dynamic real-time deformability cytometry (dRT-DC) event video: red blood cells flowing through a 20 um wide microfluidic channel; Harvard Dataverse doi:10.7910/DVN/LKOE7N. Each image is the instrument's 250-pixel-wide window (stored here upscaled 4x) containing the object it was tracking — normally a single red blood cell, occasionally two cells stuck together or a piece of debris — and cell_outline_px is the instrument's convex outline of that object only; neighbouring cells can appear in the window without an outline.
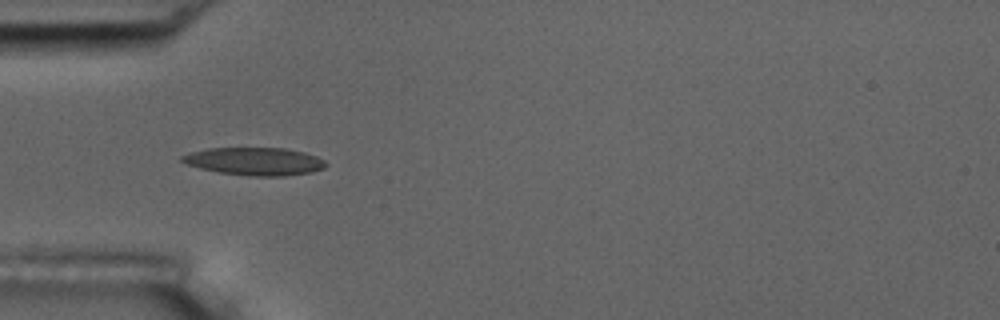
{"species": "common noctule bat (a hibernating species)", "species_latin": "Nyctalus noctula", "temperature_condition": "room temperature", "stored_images_in_passage": 5, "camera_frame_rate_fps": 3000, "um_per_image_px": 0.085, "animal": {"sex": "male", "body_mass_g": 17.5, "forearm_length_mm": 52.3}, "frame": {"image": 1, "passage_image": 4, "time_ms": 4.333, "image_size_px": [1000, 320], "cell_outline_px": [[328, 164], [324, 168], [312, 172], [284, 176], [248, 176], [220, 172], [200, 168], [188, 164], [180, 160], [180, 156], [188, 152], [208, 148], [284, 148], [304, 152], [316, 156], [324, 160]], "centroid_in_image_um": [21.65, 13.71], "position_along_channel_um": 63.4, "area_um2": 23.35}}